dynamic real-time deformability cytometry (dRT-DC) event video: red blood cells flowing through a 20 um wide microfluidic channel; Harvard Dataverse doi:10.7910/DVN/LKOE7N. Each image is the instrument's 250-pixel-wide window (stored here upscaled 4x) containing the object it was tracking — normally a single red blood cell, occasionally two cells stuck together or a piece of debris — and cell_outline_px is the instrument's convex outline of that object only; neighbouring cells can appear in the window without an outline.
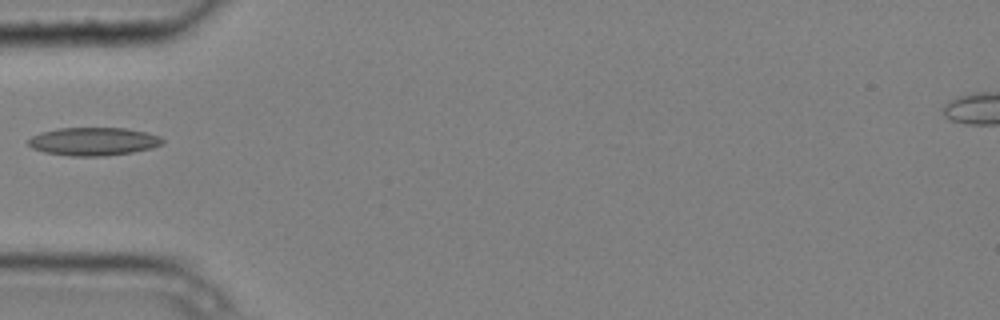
{"species": "common noctule bat (a hibernating species)", "species_latin": "Nyctalus noctula", "temperature_condition": "cold", "stored_images_in_passage": 3, "camera_frame_rate_fps": 3000, "um_per_image_px": 0.085, "animal": {"sex": "male", "body_mass_g": 20.4}, "frame": {"image": 1, "passage_image": 3, "time_ms": 0.667, "image_size_px": [1000, 320], "cell_outline_px": [[164, 144], [152, 148], [132, 152], [104, 156], [72, 156], [44, 152], [32, 148], [28, 144], [28, 140], [32, 136], [40, 132], [56, 128], [128, 128], [148, 132], [160, 136], [164, 140]], "centroid_in_image_um": [7.97, 12.01], "position_along_channel_um": 77.0, "area_um2": 22.2}}